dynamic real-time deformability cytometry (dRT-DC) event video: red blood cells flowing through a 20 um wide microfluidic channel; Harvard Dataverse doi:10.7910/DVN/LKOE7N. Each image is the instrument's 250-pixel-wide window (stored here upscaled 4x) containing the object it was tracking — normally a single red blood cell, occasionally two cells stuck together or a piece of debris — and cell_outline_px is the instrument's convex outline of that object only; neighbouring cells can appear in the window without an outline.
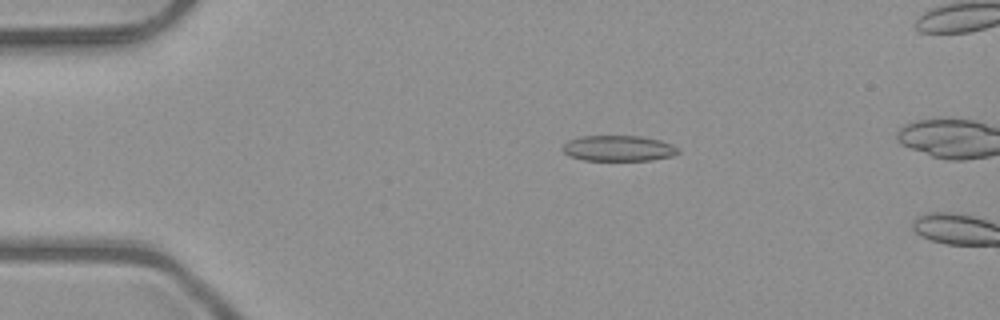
{"species": "common noctule bat (a hibernating species)", "species_latin": "Nyctalus noctula", "temperature_condition": "room temperature", "stored_images_in_passage": 12, "camera_frame_rate_fps": 3000, "um_per_image_px": 0.085, "animal": {"sex": "male", "body_mass_g": 23.1, "forearm_length_mm": 52.7}, "frame": {"image": 1, "passage_image": 10, "time_ms": 3.0, "image_size_px": [1000, 320], "cell_outline_px": [[680, 152], [672, 156], [652, 160], [584, 160], [568, 156], [560, 148], [568, 140], [580, 136], [640, 136], [660, 140], [672, 144]], "centroid_in_image_um": [52.53, 12.6], "position_along_channel_um": 32.5, "area_um2": 17.34}}